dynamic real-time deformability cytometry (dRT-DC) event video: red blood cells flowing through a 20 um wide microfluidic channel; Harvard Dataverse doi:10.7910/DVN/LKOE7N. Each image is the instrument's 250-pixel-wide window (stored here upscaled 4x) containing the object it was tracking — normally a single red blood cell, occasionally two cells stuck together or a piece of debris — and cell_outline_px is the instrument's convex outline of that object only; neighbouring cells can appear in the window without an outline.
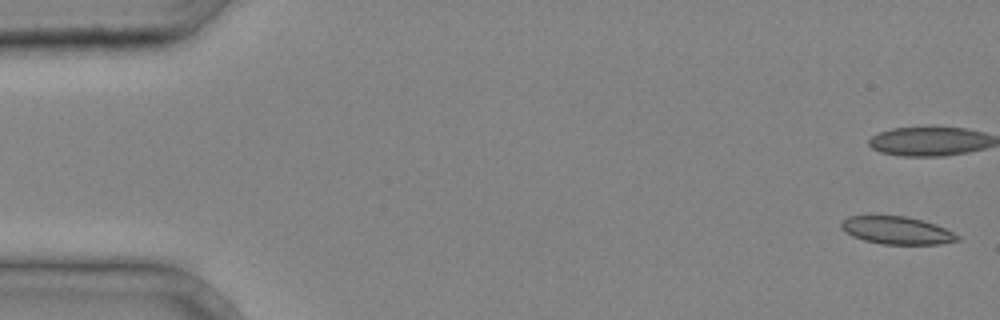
{"species": "common noctule bat (a hibernating species)", "species_latin": "Nyctalus noctula", "temperature_condition": "cold", "stored_images_in_passage": 3, "camera_frame_rate_fps": 3000, "um_per_image_px": 0.085, "animal": {"sex": "male", "body_mass_g": 20.4}, "frame": {"image": 1, "passage_image": 1, "time_ms": 0.0, "image_size_px": [1000, 320], "cell_outline_px": [[960, 240], [940, 244], [880, 244], [864, 240], [852, 236], [844, 232], [840, 228], [840, 220], [848, 216], [872, 212], [908, 216], [936, 224], [960, 236]], "centroid_in_image_um": [76.12, 19.52], "position_along_channel_um": 8.9, "area_um2": 19.77}}